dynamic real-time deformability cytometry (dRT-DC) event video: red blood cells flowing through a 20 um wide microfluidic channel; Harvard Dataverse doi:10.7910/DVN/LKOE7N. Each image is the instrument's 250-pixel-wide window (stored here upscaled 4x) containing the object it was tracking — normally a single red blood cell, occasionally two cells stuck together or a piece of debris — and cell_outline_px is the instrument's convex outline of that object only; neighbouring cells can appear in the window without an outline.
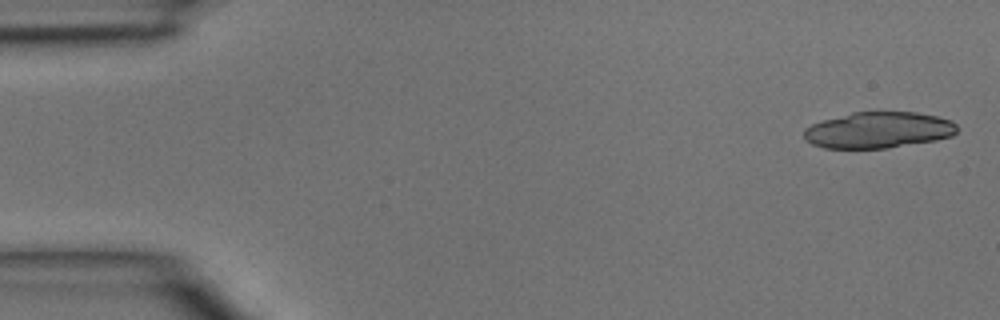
{"species": "common noctule bat (a hibernating species)", "species_latin": "Nyctalus noctula", "temperature_condition": "room temperature", "stored_images_in_passage": 4, "camera_frame_rate_fps": 3000, "um_per_image_px": 0.085, "animal": {"sex": "male", "body_mass_g": 15.6}, "frame": {"image": 1, "passage_image": 1, "time_ms": 0.0, "image_size_px": [1000, 320], "cell_outline_px": [[956, 132], [952, 136], [936, 140], [884, 148], [824, 148], [812, 144], [804, 140], [804, 128], [812, 124], [824, 120], [852, 112], [916, 112], [936, 116], [952, 120], [956, 124]], "centroid_in_image_um": [74.65, 11.05], "position_along_channel_um": 10.4, "area_um2": 32.19}}